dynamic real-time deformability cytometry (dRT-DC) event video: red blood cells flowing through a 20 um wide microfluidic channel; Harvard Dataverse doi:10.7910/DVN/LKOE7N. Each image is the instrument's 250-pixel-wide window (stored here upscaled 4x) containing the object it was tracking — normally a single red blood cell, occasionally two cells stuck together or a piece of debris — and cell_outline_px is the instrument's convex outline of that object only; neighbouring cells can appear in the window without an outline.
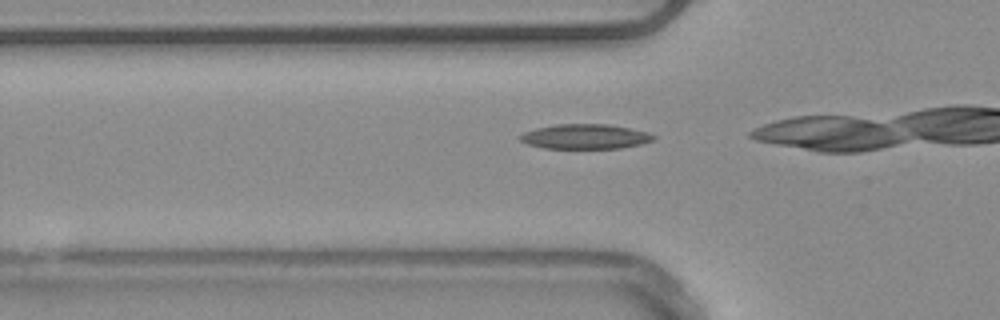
{"species": "common noctule bat (a hibernating species)", "species_latin": "Nyctalus noctula", "temperature_condition": "warm", "stored_images_in_passage": 4, "camera_frame_rate_fps": 3000, "um_per_image_px": 0.085, "animal": {"sex": "male", "body_mass_g": 20.4}, "frame": {"image": 1, "passage_image": 2, "time_ms": 0.333, "image_size_px": [1000, 320], "cell_outline_px": [[656, 136], [652, 140], [640, 144], [620, 148], [544, 148], [528, 144], [520, 140], [520, 136], [524, 132], [536, 128], [556, 124], [608, 124], [648, 132]], "centroid_in_image_um": [49.73, 11.6], "position_along_channel_um": 76.1, "area_um2": 19.07}}